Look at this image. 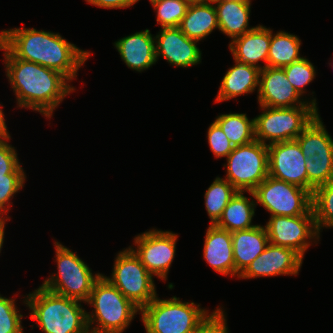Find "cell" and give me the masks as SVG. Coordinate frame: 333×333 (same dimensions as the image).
<instances>
[{
	"label": "cell",
	"instance_id": "1",
	"mask_svg": "<svg viewBox=\"0 0 333 333\" xmlns=\"http://www.w3.org/2000/svg\"><path fill=\"white\" fill-rule=\"evenodd\" d=\"M6 77L16 96L19 108L37 111L46 118L53 116L54 110L75 88L60 72L40 64L16 58L1 42Z\"/></svg>",
	"mask_w": 333,
	"mask_h": 333
},
{
	"label": "cell",
	"instance_id": "2",
	"mask_svg": "<svg viewBox=\"0 0 333 333\" xmlns=\"http://www.w3.org/2000/svg\"><path fill=\"white\" fill-rule=\"evenodd\" d=\"M0 42L16 57L56 70L70 81L91 56L59 33L34 28L2 30Z\"/></svg>",
	"mask_w": 333,
	"mask_h": 333
},
{
	"label": "cell",
	"instance_id": "3",
	"mask_svg": "<svg viewBox=\"0 0 333 333\" xmlns=\"http://www.w3.org/2000/svg\"><path fill=\"white\" fill-rule=\"evenodd\" d=\"M30 319L44 333H88L87 312L82 301L53 293L39 286L24 297Z\"/></svg>",
	"mask_w": 333,
	"mask_h": 333
},
{
	"label": "cell",
	"instance_id": "4",
	"mask_svg": "<svg viewBox=\"0 0 333 333\" xmlns=\"http://www.w3.org/2000/svg\"><path fill=\"white\" fill-rule=\"evenodd\" d=\"M86 303L94 308L91 313L87 312V324L91 333H123L137 312H141L103 275L94 283Z\"/></svg>",
	"mask_w": 333,
	"mask_h": 333
},
{
	"label": "cell",
	"instance_id": "5",
	"mask_svg": "<svg viewBox=\"0 0 333 333\" xmlns=\"http://www.w3.org/2000/svg\"><path fill=\"white\" fill-rule=\"evenodd\" d=\"M140 313L146 333H191L211 314L200 304L182 302L176 296H156Z\"/></svg>",
	"mask_w": 333,
	"mask_h": 333
},
{
	"label": "cell",
	"instance_id": "6",
	"mask_svg": "<svg viewBox=\"0 0 333 333\" xmlns=\"http://www.w3.org/2000/svg\"><path fill=\"white\" fill-rule=\"evenodd\" d=\"M55 261L57 274L44 280L42 287L68 298L86 303L90 297L94 283L101 273H92L91 268L71 249L55 241Z\"/></svg>",
	"mask_w": 333,
	"mask_h": 333
},
{
	"label": "cell",
	"instance_id": "7",
	"mask_svg": "<svg viewBox=\"0 0 333 333\" xmlns=\"http://www.w3.org/2000/svg\"><path fill=\"white\" fill-rule=\"evenodd\" d=\"M260 109L262 114L254 118L255 140L265 145L295 140L319 114L314 106Z\"/></svg>",
	"mask_w": 333,
	"mask_h": 333
},
{
	"label": "cell",
	"instance_id": "8",
	"mask_svg": "<svg viewBox=\"0 0 333 333\" xmlns=\"http://www.w3.org/2000/svg\"><path fill=\"white\" fill-rule=\"evenodd\" d=\"M114 261L111 276L102 275L140 309L148 305L157 296L154 276L129 247Z\"/></svg>",
	"mask_w": 333,
	"mask_h": 333
},
{
	"label": "cell",
	"instance_id": "9",
	"mask_svg": "<svg viewBox=\"0 0 333 333\" xmlns=\"http://www.w3.org/2000/svg\"><path fill=\"white\" fill-rule=\"evenodd\" d=\"M270 216L314 215L312 193L268 176L253 192H247Z\"/></svg>",
	"mask_w": 333,
	"mask_h": 333
},
{
	"label": "cell",
	"instance_id": "10",
	"mask_svg": "<svg viewBox=\"0 0 333 333\" xmlns=\"http://www.w3.org/2000/svg\"><path fill=\"white\" fill-rule=\"evenodd\" d=\"M226 176L241 192H253L268 176V145L257 140L233 148L226 157Z\"/></svg>",
	"mask_w": 333,
	"mask_h": 333
},
{
	"label": "cell",
	"instance_id": "11",
	"mask_svg": "<svg viewBox=\"0 0 333 333\" xmlns=\"http://www.w3.org/2000/svg\"><path fill=\"white\" fill-rule=\"evenodd\" d=\"M177 239L178 234L153 228L135 236L136 247L129 248L153 276L166 281L176 255Z\"/></svg>",
	"mask_w": 333,
	"mask_h": 333
},
{
	"label": "cell",
	"instance_id": "12",
	"mask_svg": "<svg viewBox=\"0 0 333 333\" xmlns=\"http://www.w3.org/2000/svg\"><path fill=\"white\" fill-rule=\"evenodd\" d=\"M265 227L271 244L294 249L303 258L320 238L314 215L270 216Z\"/></svg>",
	"mask_w": 333,
	"mask_h": 333
},
{
	"label": "cell",
	"instance_id": "13",
	"mask_svg": "<svg viewBox=\"0 0 333 333\" xmlns=\"http://www.w3.org/2000/svg\"><path fill=\"white\" fill-rule=\"evenodd\" d=\"M306 159L296 140L270 144L269 176L308 190Z\"/></svg>",
	"mask_w": 333,
	"mask_h": 333
},
{
	"label": "cell",
	"instance_id": "14",
	"mask_svg": "<svg viewBox=\"0 0 333 333\" xmlns=\"http://www.w3.org/2000/svg\"><path fill=\"white\" fill-rule=\"evenodd\" d=\"M296 89L286 77L283 68L266 67L259 73V91L257 100L259 106L266 107H295L314 106L317 110L316 99L310 101L301 99Z\"/></svg>",
	"mask_w": 333,
	"mask_h": 333
},
{
	"label": "cell",
	"instance_id": "15",
	"mask_svg": "<svg viewBox=\"0 0 333 333\" xmlns=\"http://www.w3.org/2000/svg\"><path fill=\"white\" fill-rule=\"evenodd\" d=\"M303 257L294 249L269 242L265 250L239 275L240 279L298 275Z\"/></svg>",
	"mask_w": 333,
	"mask_h": 333
},
{
	"label": "cell",
	"instance_id": "16",
	"mask_svg": "<svg viewBox=\"0 0 333 333\" xmlns=\"http://www.w3.org/2000/svg\"><path fill=\"white\" fill-rule=\"evenodd\" d=\"M154 38L156 60L161 56L170 65L182 68L201 63L199 41L188 38L178 27L161 28Z\"/></svg>",
	"mask_w": 333,
	"mask_h": 333
},
{
	"label": "cell",
	"instance_id": "17",
	"mask_svg": "<svg viewBox=\"0 0 333 333\" xmlns=\"http://www.w3.org/2000/svg\"><path fill=\"white\" fill-rule=\"evenodd\" d=\"M114 46L127 67L137 72L147 70L157 62L155 38L149 29L125 36L114 42Z\"/></svg>",
	"mask_w": 333,
	"mask_h": 333
},
{
	"label": "cell",
	"instance_id": "18",
	"mask_svg": "<svg viewBox=\"0 0 333 333\" xmlns=\"http://www.w3.org/2000/svg\"><path fill=\"white\" fill-rule=\"evenodd\" d=\"M270 43L271 29L257 25L249 32L231 40L229 49L233 59L240 60L262 70L267 67ZM259 61L264 62V65H259Z\"/></svg>",
	"mask_w": 333,
	"mask_h": 333
},
{
	"label": "cell",
	"instance_id": "19",
	"mask_svg": "<svg viewBox=\"0 0 333 333\" xmlns=\"http://www.w3.org/2000/svg\"><path fill=\"white\" fill-rule=\"evenodd\" d=\"M203 247V257L215 272L235 277L231 232L215 225H209Z\"/></svg>",
	"mask_w": 333,
	"mask_h": 333
},
{
	"label": "cell",
	"instance_id": "20",
	"mask_svg": "<svg viewBox=\"0 0 333 333\" xmlns=\"http://www.w3.org/2000/svg\"><path fill=\"white\" fill-rule=\"evenodd\" d=\"M233 258L235 262V277L253 262L269 244L266 227L256 225L246 230L231 232Z\"/></svg>",
	"mask_w": 333,
	"mask_h": 333
},
{
	"label": "cell",
	"instance_id": "21",
	"mask_svg": "<svg viewBox=\"0 0 333 333\" xmlns=\"http://www.w3.org/2000/svg\"><path fill=\"white\" fill-rule=\"evenodd\" d=\"M235 65L230 67L222 78L215 102L220 103L240 95L259 91L260 69L245 62L234 59Z\"/></svg>",
	"mask_w": 333,
	"mask_h": 333
},
{
	"label": "cell",
	"instance_id": "22",
	"mask_svg": "<svg viewBox=\"0 0 333 333\" xmlns=\"http://www.w3.org/2000/svg\"><path fill=\"white\" fill-rule=\"evenodd\" d=\"M217 12L219 31L230 39L249 32L255 27H249L251 1L228 0L213 2Z\"/></svg>",
	"mask_w": 333,
	"mask_h": 333
},
{
	"label": "cell",
	"instance_id": "23",
	"mask_svg": "<svg viewBox=\"0 0 333 333\" xmlns=\"http://www.w3.org/2000/svg\"><path fill=\"white\" fill-rule=\"evenodd\" d=\"M178 28L196 41L206 39L213 30L218 29L217 12L213 2L206 1L189 4L186 14Z\"/></svg>",
	"mask_w": 333,
	"mask_h": 333
},
{
	"label": "cell",
	"instance_id": "24",
	"mask_svg": "<svg viewBox=\"0 0 333 333\" xmlns=\"http://www.w3.org/2000/svg\"><path fill=\"white\" fill-rule=\"evenodd\" d=\"M244 194L245 192L237 191L223 210L219 220L214 224L215 226L233 232L250 229L257 225L252 224L256 200H250Z\"/></svg>",
	"mask_w": 333,
	"mask_h": 333
},
{
	"label": "cell",
	"instance_id": "25",
	"mask_svg": "<svg viewBox=\"0 0 333 333\" xmlns=\"http://www.w3.org/2000/svg\"><path fill=\"white\" fill-rule=\"evenodd\" d=\"M271 30V43L269 47L267 66L283 68L300 60L301 40L297 35L285 31L273 34Z\"/></svg>",
	"mask_w": 333,
	"mask_h": 333
},
{
	"label": "cell",
	"instance_id": "26",
	"mask_svg": "<svg viewBox=\"0 0 333 333\" xmlns=\"http://www.w3.org/2000/svg\"><path fill=\"white\" fill-rule=\"evenodd\" d=\"M215 122L234 147L246 145L255 140L254 118L249 120L246 113L220 114Z\"/></svg>",
	"mask_w": 333,
	"mask_h": 333
},
{
	"label": "cell",
	"instance_id": "27",
	"mask_svg": "<svg viewBox=\"0 0 333 333\" xmlns=\"http://www.w3.org/2000/svg\"><path fill=\"white\" fill-rule=\"evenodd\" d=\"M318 114L295 139L306 158L320 152H333V139Z\"/></svg>",
	"mask_w": 333,
	"mask_h": 333
},
{
	"label": "cell",
	"instance_id": "28",
	"mask_svg": "<svg viewBox=\"0 0 333 333\" xmlns=\"http://www.w3.org/2000/svg\"><path fill=\"white\" fill-rule=\"evenodd\" d=\"M236 193L237 190L228 180L220 177L214 179L204 194L205 208L210 218V225H214L219 220L223 210Z\"/></svg>",
	"mask_w": 333,
	"mask_h": 333
},
{
	"label": "cell",
	"instance_id": "29",
	"mask_svg": "<svg viewBox=\"0 0 333 333\" xmlns=\"http://www.w3.org/2000/svg\"><path fill=\"white\" fill-rule=\"evenodd\" d=\"M312 202L319 234L324 227L333 228V180L314 190Z\"/></svg>",
	"mask_w": 333,
	"mask_h": 333
},
{
	"label": "cell",
	"instance_id": "30",
	"mask_svg": "<svg viewBox=\"0 0 333 333\" xmlns=\"http://www.w3.org/2000/svg\"><path fill=\"white\" fill-rule=\"evenodd\" d=\"M308 191L333 180V152H320L306 159Z\"/></svg>",
	"mask_w": 333,
	"mask_h": 333
},
{
	"label": "cell",
	"instance_id": "31",
	"mask_svg": "<svg viewBox=\"0 0 333 333\" xmlns=\"http://www.w3.org/2000/svg\"><path fill=\"white\" fill-rule=\"evenodd\" d=\"M154 7L157 24L161 28L178 27L189 3L185 0H149Z\"/></svg>",
	"mask_w": 333,
	"mask_h": 333
},
{
	"label": "cell",
	"instance_id": "32",
	"mask_svg": "<svg viewBox=\"0 0 333 333\" xmlns=\"http://www.w3.org/2000/svg\"><path fill=\"white\" fill-rule=\"evenodd\" d=\"M283 69L289 82L298 94L303 97L304 93H306L304 87L315 79L316 70L314 65L306 57H302L291 65L283 67Z\"/></svg>",
	"mask_w": 333,
	"mask_h": 333
},
{
	"label": "cell",
	"instance_id": "33",
	"mask_svg": "<svg viewBox=\"0 0 333 333\" xmlns=\"http://www.w3.org/2000/svg\"><path fill=\"white\" fill-rule=\"evenodd\" d=\"M15 300L0 294V333H24L23 314L19 313Z\"/></svg>",
	"mask_w": 333,
	"mask_h": 333
},
{
	"label": "cell",
	"instance_id": "34",
	"mask_svg": "<svg viewBox=\"0 0 333 333\" xmlns=\"http://www.w3.org/2000/svg\"><path fill=\"white\" fill-rule=\"evenodd\" d=\"M25 179V174L0 176V217H6L11 208L10 200L23 188Z\"/></svg>",
	"mask_w": 333,
	"mask_h": 333
},
{
	"label": "cell",
	"instance_id": "35",
	"mask_svg": "<svg viewBox=\"0 0 333 333\" xmlns=\"http://www.w3.org/2000/svg\"><path fill=\"white\" fill-rule=\"evenodd\" d=\"M11 137L0 140V176L6 174H25L19 162L17 150L9 144Z\"/></svg>",
	"mask_w": 333,
	"mask_h": 333
},
{
	"label": "cell",
	"instance_id": "36",
	"mask_svg": "<svg viewBox=\"0 0 333 333\" xmlns=\"http://www.w3.org/2000/svg\"><path fill=\"white\" fill-rule=\"evenodd\" d=\"M207 139L215 158L227 157L233 151L234 146L215 121L208 128Z\"/></svg>",
	"mask_w": 333,
	"mask_h": 333
},
{
	"label": "cell",
	"instance_id": "37",
	"mask_svg": "<svg viewBox=\"0 0 333 333\" xmlns=\"http://www.w3.org/2000/svg\"><path fill=\"white\" fill-rule=\"evenodd\" d=\"M224 311L221 307H217L191 333H229Z\"/></svg>",
	"mask_w": 333,
	"mask_h": 333
},
{
	"label": "cell",
	"instance_id": "38",
	"mask_svg": "<svg viewBox=\"0 0 333 333\" xmlns=\"http://www.w3.org/2000/svg\"><path fill=\"white\" fill-rule=\"evenodd\" d=\"M88 4L108 9L128 8L139 0H85Z\"/></svg>",
	"mask_w": 333,
	"mask_h": 333
},
{
	"label": "cell",
	"instance_id": "39",
	"mask_svg": "<svg viewBox=\"0 0 333 333\" xmlns=\"http://www.w3.org/2000/svg\"><path fill=\"white\" fill-rule=\"evenodd\" d=\"M1 107H3V105L0 106V140H3L11 136L8 132L5 115Z\"/></svg>",
	"mask_w": 333,
	"mask_h": 333
},
{
	"label": "cell",
	"instance_id": "40",
	"mask_svg": "<svg viewBox=\"0 0 333 333\" xmlns=\"http://www.w3.org/2000/svg\"><path fill=\"white\" fill-rule=\"evenodd\" d=\"M8 219L10 220V217L6 216V217H0V253H1V249L3 248V244H4V233H5V224L6 221H8Z\"/></svg>",
	"mask_w": 333,
	"mask_h": 333
},
{
	"label": "cell",
	"instance_id": "41",
	"mask_svg": "<svg viewBox=\"0 0 333 333\" xmlns=\"http://www.w3.org/2000/svg\"><path fill=\"white\" fill-rule=\"evenodd\" d=\"M185 1H187L189 4H191V3L206 2V1H209V0H185Z\"/></svg>",
	"mask_w": 333,
	"mask_h": 333
},
{
	"label": "cell",
	"instance_id": "42",
	"mask_svg": "<svg viewBox=\"0 0 333 333\" xmlns=\"http://www.w3.org/2000/svg\"><path fill=\"white\" fill-rule=\"evenodd\" d=\"M211 2H222V1H228V0H209ZM236 1H251V0H236Z\"/></svg>",
	"mask_w": 333,
	"mask_h": 333
}]
</instances>
